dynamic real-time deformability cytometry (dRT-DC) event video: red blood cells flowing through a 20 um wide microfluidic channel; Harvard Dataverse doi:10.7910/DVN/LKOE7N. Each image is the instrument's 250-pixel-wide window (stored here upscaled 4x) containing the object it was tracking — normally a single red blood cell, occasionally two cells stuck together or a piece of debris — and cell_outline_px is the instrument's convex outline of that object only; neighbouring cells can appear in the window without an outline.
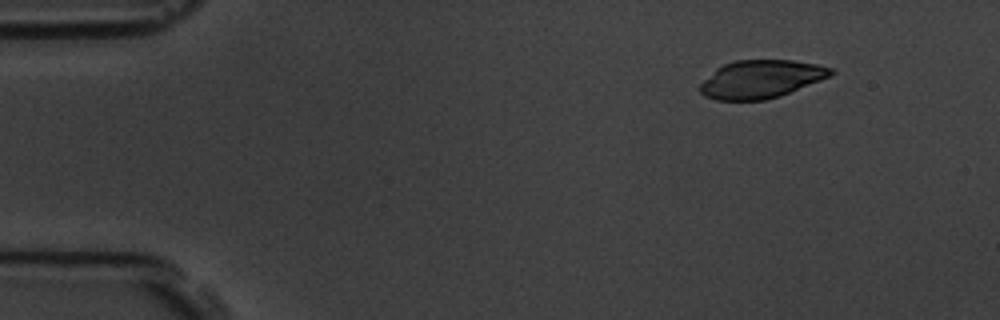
{"species": "common noctule bat (a hibernating species)", "species_latin": "Nyctalus noctula", "temperature_condition": "room temperature", "stored_images_in_passage": 8, "camera_frame_rate_fps": 3000, "um_per_image_px": 0.085, "animal": {"sex": "male", "body_mass_g": 19.5, "forearm_length_mm": 54.6}, "frame": {"image": 1, "passage_image": 1, "time_ms": 0.0, "image_size_px": [1000, 320], "cell_outline_px": [[836, 72], [832, 76], [780, 96], [764, 100], [716, 100], [704, 96], [700, 92], [700, 84], [716, 68], [724, 64], [736, 60], [792, 60], [816, 64], [832, 68]], "centroid_in_image_um": [64.7, 6.73], "position_along_channel_um": 20.3, "area_um2": 29.02}}